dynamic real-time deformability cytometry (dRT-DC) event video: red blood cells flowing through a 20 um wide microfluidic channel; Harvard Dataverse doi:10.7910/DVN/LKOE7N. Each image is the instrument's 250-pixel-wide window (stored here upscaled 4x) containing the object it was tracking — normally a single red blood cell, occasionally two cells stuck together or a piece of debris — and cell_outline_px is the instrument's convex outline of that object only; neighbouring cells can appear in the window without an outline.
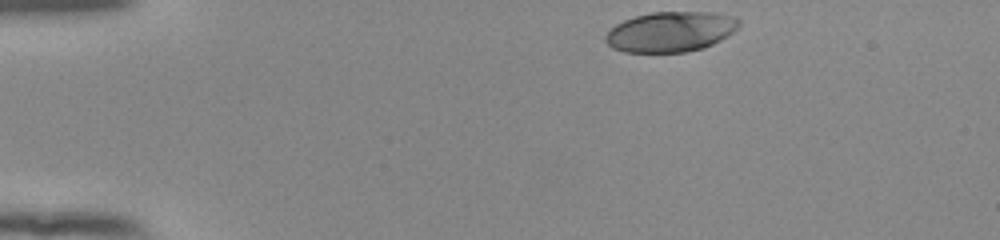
{"species": "human", "species_latin": "Homo sapiens", "temperature_condition": "room temperature", "stored_images_in_passage": 9, "camera_frame_rate_fps": 3000, "um_per_image_px": 0.085, "donor": {"sex": "female"}, "frame": {"image": 1, "passage_image": 1, "time_ms": 0.0, "image_size_px": [1000, 240], "cell_outline_px": [[740, 24], [728, 36], [704, 48], [684, 52], [624, 52], [612, 48], [604, 40], [604, 36], [616, 24], [624, 20], [636, 16], [652, 12], [720, 12], [736, 16], [740, 20]], "centroid_in_image_um": [57.02, 2.69], "position_along_channel_um": 28.0, "area_um2": 31.44}}